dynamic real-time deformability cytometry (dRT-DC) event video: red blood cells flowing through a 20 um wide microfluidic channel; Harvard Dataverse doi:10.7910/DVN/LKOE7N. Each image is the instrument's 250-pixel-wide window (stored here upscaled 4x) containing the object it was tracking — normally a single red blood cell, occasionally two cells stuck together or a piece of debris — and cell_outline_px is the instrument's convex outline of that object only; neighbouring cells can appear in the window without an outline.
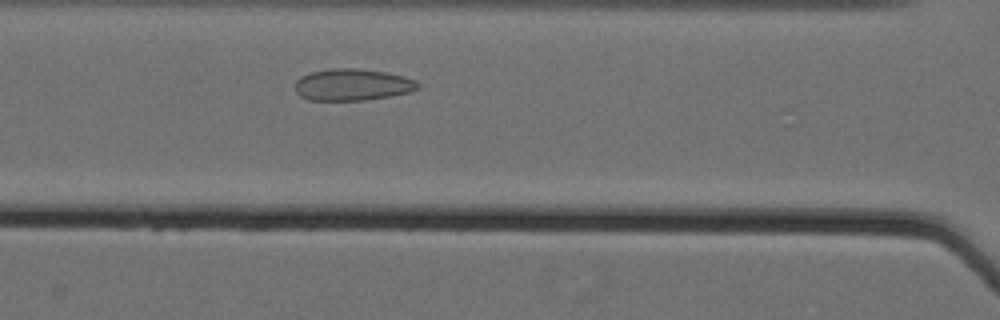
{"species": "Egyptian fruit bat (a non-hibernating species)", "species_latin": "Rousettus aegyptiacus", "temperature_condition": "cold", "stored_images_in_passage": 34, "camera_frame_rate_fps": 3000, "um_per_image_px": 0.085, "animal": {"sex": "female"}, "frame": {"image": 1, "passage_image": 11, "time_ms": 3.333, "image_size_px": [1000, 320], "cell_outline_px": [[420, 88], [408, 92], [388, 96], [364, 100], [308, 100], [300, 96], [296, 92], [296, 80], [300, 76], [312, 72], [332, 68], [356, 68], [384, 72], [416, 80], [420, 84]], "centroid_in_image_um": [29.93, 7.2], "position_along_channel_um": 136.7, "area_um2": 22.54}}
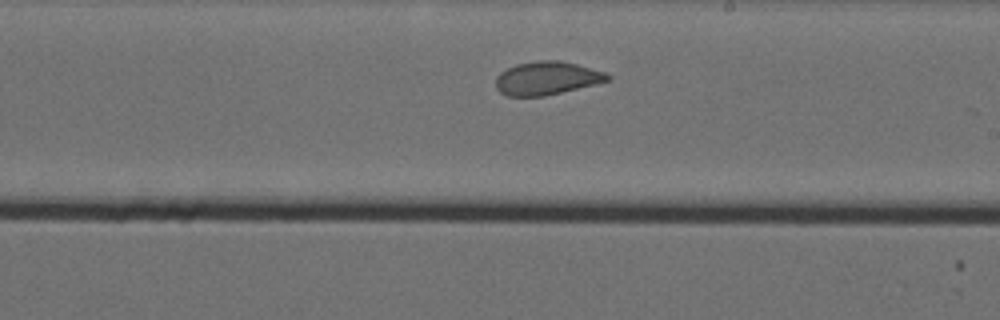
{"frame": {"image": 2, "passage_image": 20, "time_ms": 6.333, "image_size_px": [1000, 320], "cell_outline_px": [[612, 80], [596, 84], [544, 96], [508, 96], [500, 92], [496, 88], [496, 76], [500, 72], [516, 64], [540, 60], [560, 60], [576, 64], [604, 72], [612, 76]], "centroid_in_image_um": [46.48, 6.65], "position_along_channel_um": 242.5, "area_um2": 21.68}}
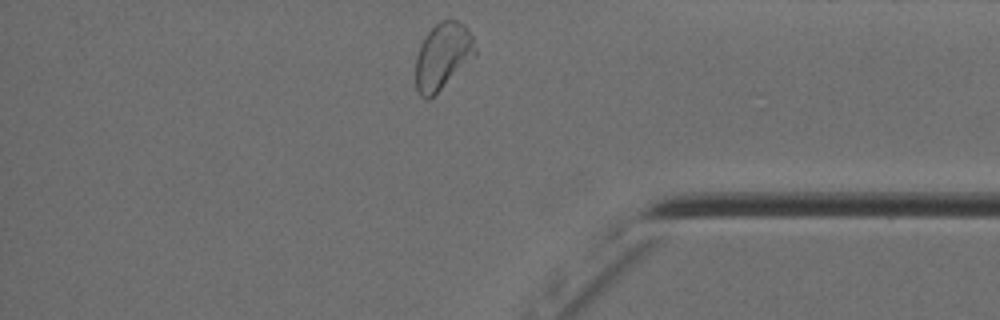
{"frame": {"image": 3, "passage_image": 34, "time_ms": 11.0, "image_size_px": [1000, 320], "cell_outline_px": [[476, 56], [428, 100], [424, 100], [420, 96], [416, 88], [416, 56], [420, 44], [424, 36], [440, 20], [456, 20], [464, 24], [468, 28], [472, 36], [476, 48]], "centroid_in_image_um": [37.63, 4.76], "position_along_channel_um": 397.6, "area_um2": 23.12}, "authors_computed_cell_mechanics": {"area_um2": 22.1952, "velocity_mm_per_s": 3.5339, "shape_relaxation_time_tau1_ms": null, "shape_relaxation_time_tau2_ms": 0.8499, "deformation_change_tau1": null, "deformation_change_tau2": 0.0653}}